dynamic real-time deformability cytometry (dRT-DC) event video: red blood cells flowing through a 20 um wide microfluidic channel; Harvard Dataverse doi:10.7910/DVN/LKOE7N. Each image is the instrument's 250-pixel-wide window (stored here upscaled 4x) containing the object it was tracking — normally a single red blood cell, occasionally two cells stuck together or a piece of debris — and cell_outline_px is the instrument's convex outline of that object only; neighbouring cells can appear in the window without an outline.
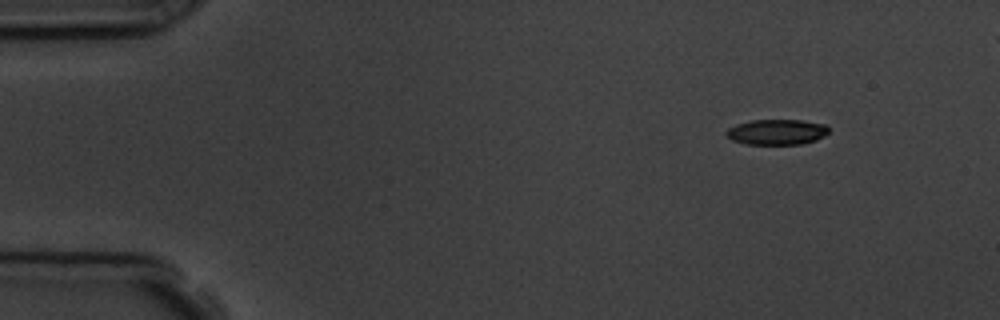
{"species": "common noctule bat (a hibernating species)", "species_latin": "Nyctalus noctula", "temperature_condition": "room temperature", "stored_images_in_passage": 7, "camera_frame_rate_fps": 3000, "um_per_image_px": 0.085, "animal": {"sex": "male", "body_mass_g": 19.5, "forearm_length_mm": 54.6}, "frame": {"image": 1, "passage_image": 1, "time_ms": 0.0, "image_size_px": [1000, 320], "cell_outline_px": [[828, 132], [824, 136], [816, 140], [800, 144], [744, 144], [732, 140], [724, 132], [728, 128], [736, 124], [752, 120], [800, 120], [824, 124], [828, 128]], "centroid_in_image_um": [66.0, 11.22], "position_along_channel_um": 19.0, "area_um2": 15.14}}